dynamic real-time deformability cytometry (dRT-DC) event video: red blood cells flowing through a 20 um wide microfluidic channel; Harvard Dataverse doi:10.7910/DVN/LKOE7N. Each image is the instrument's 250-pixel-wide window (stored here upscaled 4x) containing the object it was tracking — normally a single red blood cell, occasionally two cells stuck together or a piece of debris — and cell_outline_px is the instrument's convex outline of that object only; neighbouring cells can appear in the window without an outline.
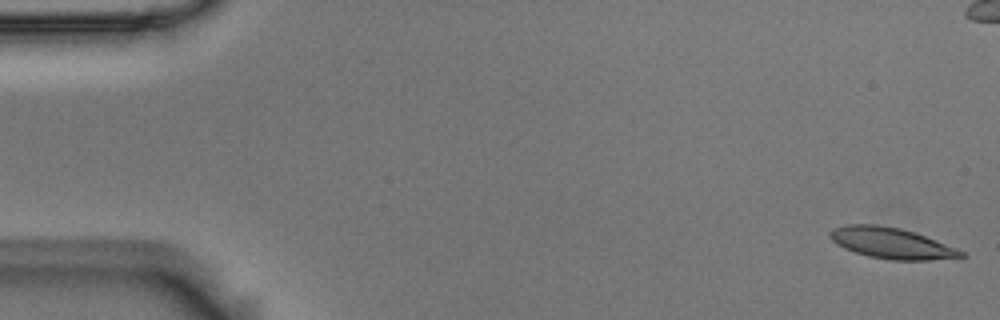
{"species": "Egyptian fruit bat (a non-hibernating species)", "species_latin": "Rousettus aegyptiacus", "temperature_condition": "room temperature", "stored_images_in_passage": 55, "camera_frame_rate_fps": 3000, "um_per_image_px": 0.085, "animal": {"sex": "male"}, "frame": {"image": 1, "passage_image": 1, "time_ms": 0.0, "image_size_px": [1000, 320], "cell_outline_px": [[968, 256], [928, 260], [888, 260], [868, 256], [844, 248], [836, 244], [828, 236], [828, 232], [832, 228], [848, 224], [876, 224], [900, 228], [936, 240], [956, 248], [964, 252]], "centroid_in_image_um": [75.73, 20.66], "position_along_channel_um": 9.3, "area_um2": 23.58}}
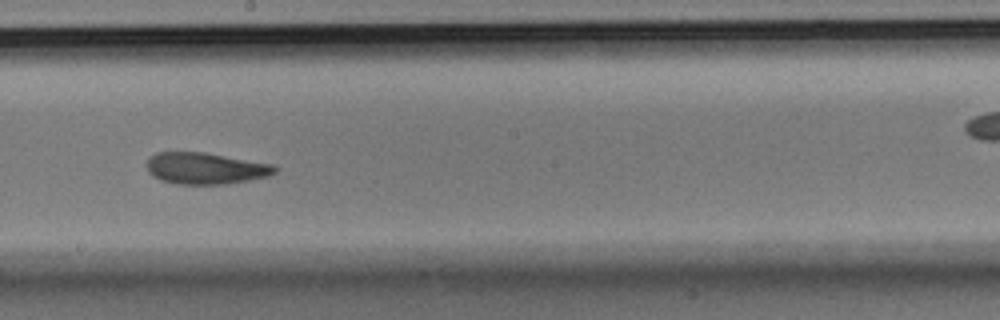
{"frame": {"image": 2, "passage_image": 30, "time_ms": 9.667, "image_size_px": [1000, 320], "cell_outline_px": [[280, 168], [276, 172], [268, 176], [228, 184], [176, 184], [160, 180], [152, 176], [148, 172], [144, 164], [148, 156], [156, 152], [204, 152], [272, 164]], "centroid_in_image_um": [17.41, 14.3], "position_along_channel_um": 230.8, "area_um2": 23.87}}
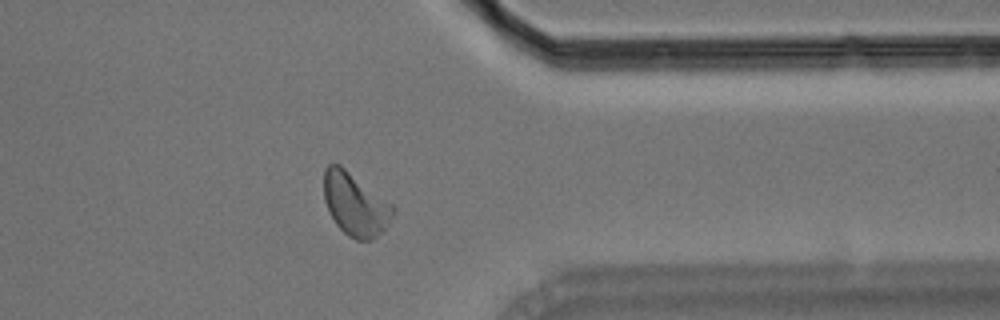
{"frame": {"image": 3, "passage_image": 43, "time_ms": 14.0, "image_size_px": [1000, 320], "cell_outline_px": [[396, 212], [388, 224], [372, 240], [356, 240], [348, 236], [336, 224], [324, 200], [324, 168], [328, 164], [340, 164], [392, 204], [396, 208]], "centroid_in_image_um": [30.2, 17.36], "position_along_channel_um": 381.2, "area_um2": 25.14}, "authors_computed_cell_mechanics": {"area_um2": 24.2182, "velocity_mm_per_s": 3.6811, "shape_relaxation_time_tau1_ms": 3.9367, "shape_relaxation_time_tau2_ms": 2.8806, "deformation_change_tau1": 0.1601, "deformation_change_tau2": 0.1089}}